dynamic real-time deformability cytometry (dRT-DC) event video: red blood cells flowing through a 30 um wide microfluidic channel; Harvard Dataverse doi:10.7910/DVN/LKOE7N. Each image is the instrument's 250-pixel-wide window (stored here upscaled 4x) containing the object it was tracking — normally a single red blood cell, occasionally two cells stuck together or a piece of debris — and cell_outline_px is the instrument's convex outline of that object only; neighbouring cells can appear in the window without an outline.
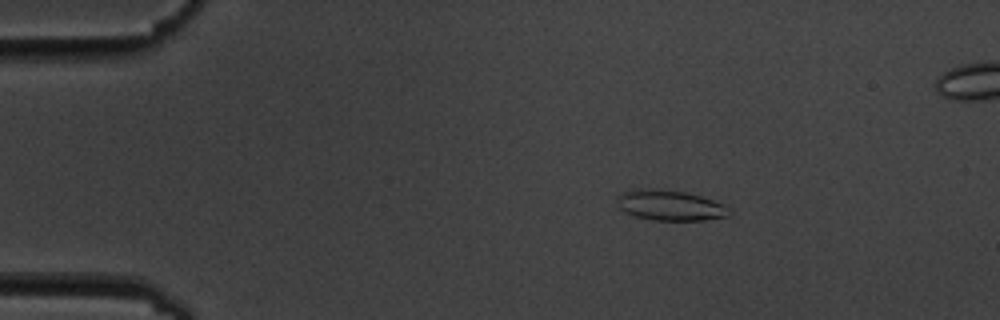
{"species": "common noctule bat (a hibernating species)", "species_latin": "Nyctalus noctula", "temperature_condition": "cold", "stored_images_in_passage": 4, "camera_frame_rate_fps": 3000, "um_per_image_px": 0.085, "animal": {"sex": "male", "body_mass_g": 19.5, "forearm_length_mm": 54.6}, "frame": {"image": 1, "passage_image": 1, "time_ms": 0.0, "image_size_px": [1000, 320], "cell_outline_px": [[732, 212], [728, 216], [704, 220], [652, 220], [636, 216], [624, 212], [616, 204], [616, 196], [620, 192], [640, 188], [684, 192], [700, 196], [724, 204]], "centroid_in_image_um": [56.91, 17.46], "position_along_channel_um": 28.1, "area_um2": 19.83}}